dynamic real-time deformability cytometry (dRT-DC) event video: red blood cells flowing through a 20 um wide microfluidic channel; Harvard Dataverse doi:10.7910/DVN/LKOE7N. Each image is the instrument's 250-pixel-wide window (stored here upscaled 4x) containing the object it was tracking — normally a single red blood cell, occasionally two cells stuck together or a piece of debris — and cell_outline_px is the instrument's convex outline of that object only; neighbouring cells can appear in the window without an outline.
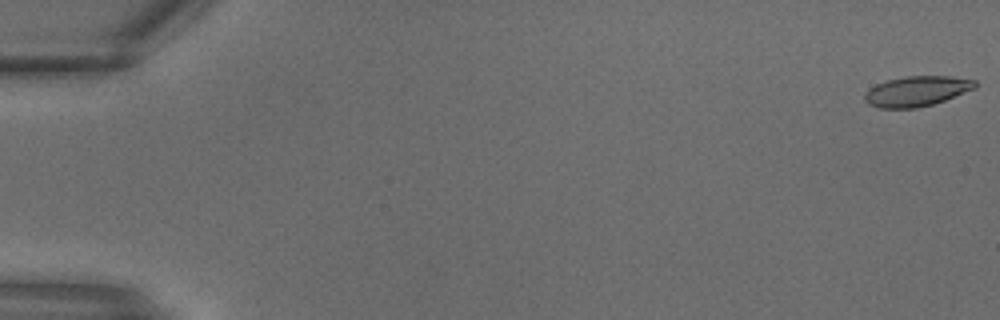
{"species": "common noctule bat (a hibernating species)", "species_latin": "Nyctalus noctula", "temperature_condition": "warm", "stored_images_in_passage": 4, "camera_frame_rate_fps": 3000, "um_per_image_px": 0.085, "animal": {"sex": "male", "body_mass_g": 18.8}, "frame": {"image": 1, "passage_image": 1, "time_ms": 0.0, "image_size_px": [1000, 320], "cell_outline_px": [[976, 88], [944, 100], [932, 104], [916, 108], [880, 108], [868, 104], [864, 100], [864, 96], [876, 84], [888, 80], [904, 76], [952, 76], [976, 80]], "centroid_in_image_um": [77.94, 7.74], "position_along_channel_um": 7.1, "area_um2": 19.25}}